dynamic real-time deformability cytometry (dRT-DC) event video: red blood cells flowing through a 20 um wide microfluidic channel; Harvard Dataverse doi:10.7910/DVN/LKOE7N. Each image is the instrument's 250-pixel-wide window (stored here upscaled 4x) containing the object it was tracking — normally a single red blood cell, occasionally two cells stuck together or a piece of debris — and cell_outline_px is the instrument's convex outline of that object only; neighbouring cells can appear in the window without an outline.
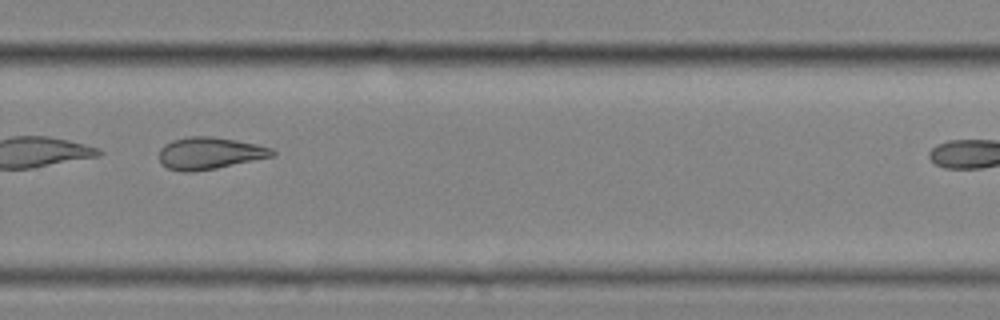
{"species": "common noctule bat (a hibernating species)", "species_latin": "Nyctalus noctula", "temperature_condition": "cold", "stored_images_in_passage": 36, "camera_frame_rate_fps": 3000, "um_per_image_px": 0.085, "animal": {"sex": "female", "body_mass_g": 25.1}, "frame": {"image": 1, "passage_image": 26, "time_ms": 8.333, "image_size_px": [1000, 320], "cell_outline_px": [[276, 156], [216, 168], [192, 172], [184, 172], [168, 168], [160, 164], [160, 148], [164, 144], [172, 140], [188, 136], [212, 136], [236, 140], [256, 144], [272, 148], [276, 152]], "centroid_in_image_um": [17.82, 13.02], "position_along_channel_um": 312.0, "area_um2": 21.27}}